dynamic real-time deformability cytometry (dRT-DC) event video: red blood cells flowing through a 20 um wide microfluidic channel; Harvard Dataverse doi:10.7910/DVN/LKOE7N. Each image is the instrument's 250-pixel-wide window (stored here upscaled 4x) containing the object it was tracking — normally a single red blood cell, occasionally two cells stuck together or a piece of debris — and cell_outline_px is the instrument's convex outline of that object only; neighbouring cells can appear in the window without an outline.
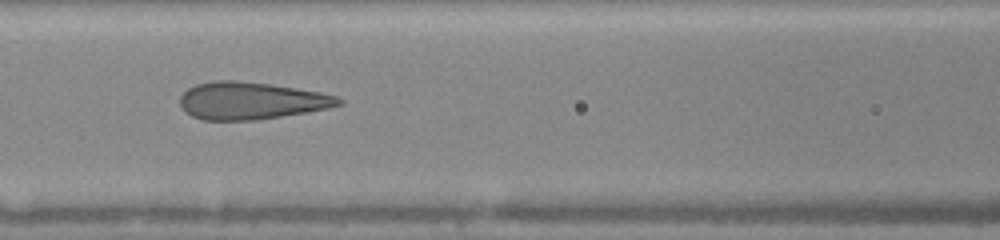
{"species": "human", "species_latin": "Homo sapiens", "temperature_condition": "warm", "stored_images_in_passage": 16, "camera_frame_rate_fps": 3000, "um_per_image_px": 0.085, "donor": {"sex": "female"}, "frame": {"image": 1, "passage_image": 10, "time_ms": 6.667, "image_size_px": [1000, 240], "cell_outline_px": [[344, 104], [328, 108], [308, 112], [256, 120], [204, 120], [192, 116], [180, 104], [180, 96], [188, 88], [196, 84], [216, 80], [236, 80], [268, 84], [296, 88], [320, 92], [336, 96], [344, 100]], "centroid_in_image_um": [21.37, 8.56], "position_along_channel_um": 145.2, "area_um2": 34.39}}
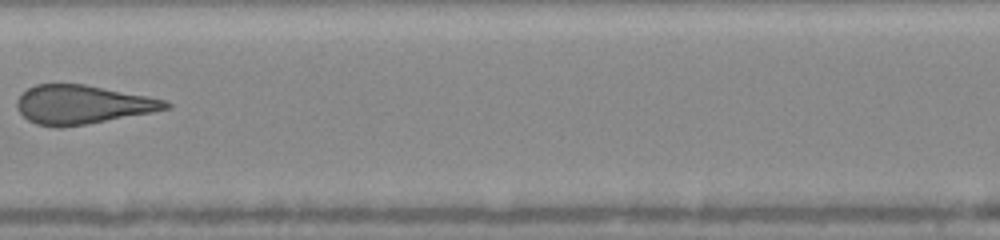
{"frame": {"image": 2, "passage_image": 12, "time_ms": 8.0, "image_size_px": [1000, 240], "cell_outline_px": [[172, 108], [84, 124], [36, 124], [28, 120], [16, 108], [16, 100], [20, 92], [36, 84], [84, 84], [148, 96], [168, 100], [172, 104]], "centroid_in_image_um": [7.01, 8.84], "position_along_channel_um": 200.4, "area_um2": 32.89}}
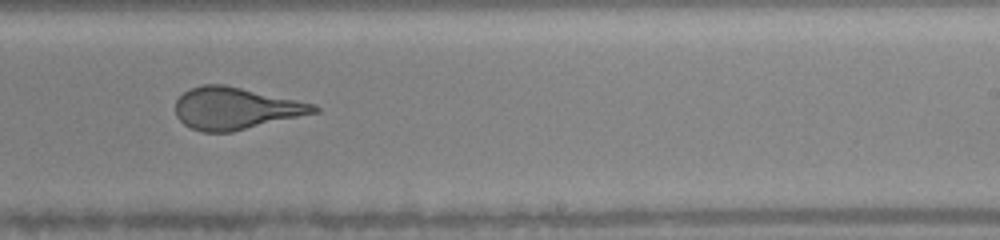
{"frame": {"image": 3, "passage_image": 14, "time_ms": 9.667, "image_size_px": [1000, 240], "cell_outline_px": [[320, 112], [232, 132], [200, 132], [184, 124], [176, 116], [176, 100], [184, 92], [192, 88], [204, 84], [224, 84], [316, 104], [320, 108]], "centroid_in_image_um": [20.05, 9.22], "position_along_channel_um": 269.0, "area_um2": 33.93}}